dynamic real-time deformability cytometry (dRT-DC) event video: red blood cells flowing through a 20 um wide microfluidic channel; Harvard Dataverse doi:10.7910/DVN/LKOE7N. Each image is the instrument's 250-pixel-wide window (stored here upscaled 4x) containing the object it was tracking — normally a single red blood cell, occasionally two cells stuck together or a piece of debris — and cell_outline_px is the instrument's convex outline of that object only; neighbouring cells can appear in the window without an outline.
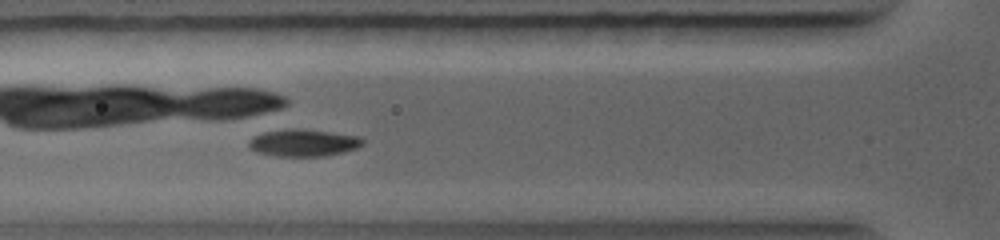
{"species": "common noctule bat (a hibernating species)", "species_latin": "Nyctalus noctula", "temperature_condition": "warm", "stored_images_in_passage": 26, "camera_frame_rate_fps": 5000, "um_per_image_px": 0.085, "animal": {"sex": "female", "body_mass_g": 19.0, "forearm_length_mm": 56.7}, "frame": {"image": 1, "passage_image": 14, "time_ms": 3.0, "image_size_px": [1000, 240], "cell_outline_px": [[364, 140], [356, 148], [328, 156], [272, 156], [256, 152], [248, 144], [256, 136], [264, 132], [328, 132], [356, 136]], "centroid_in_image_um": [25.81, 12.21], "position_along_channel_um": 100.0, "area_um2": 16.59}}
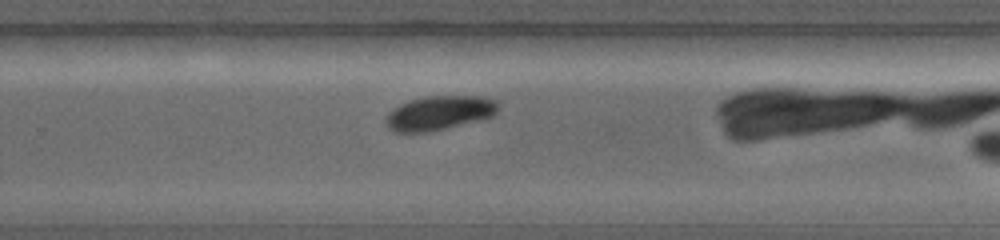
{"frame": {"image": 2, "passage_image": 25, "time_ms": 5.8, "image_size_px": [1000, 240], "cell_outline_px": [[500, 108], [492, 116], [480, 120], [428, 132], [396, 132], [388, 128], [384, 124], [384, 120], [388, 112], [392, 108], [408, 100], [428, 96], [484, 96], [500, 100]], "centroid_in_image_um": [37.35, 9.59], "position_along_channel_um": 292.4, "area_um2": 22.83}}